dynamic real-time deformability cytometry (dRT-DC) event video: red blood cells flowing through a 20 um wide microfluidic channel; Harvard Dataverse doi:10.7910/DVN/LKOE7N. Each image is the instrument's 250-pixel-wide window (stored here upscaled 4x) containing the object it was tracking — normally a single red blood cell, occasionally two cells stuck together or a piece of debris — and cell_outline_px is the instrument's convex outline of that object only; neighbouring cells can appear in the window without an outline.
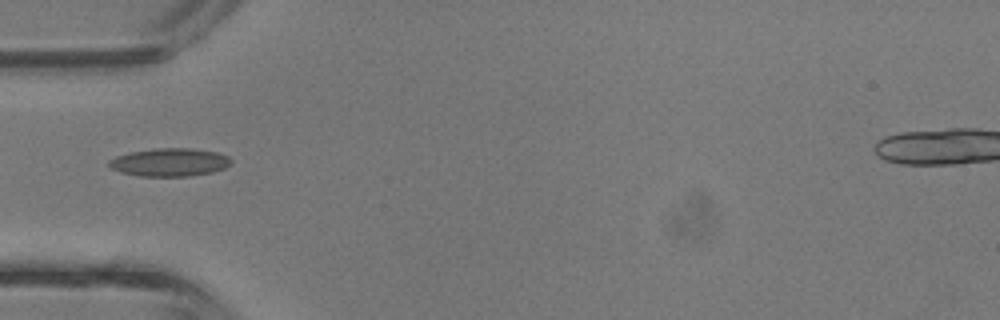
{"species": "common noctule bat (a hibernating species)", "species_latin": "Nyctalus noctula", "temperature_condition": "room temperature", "stored_images_in_passage": 4, "camera_frame_rate_fps": 3000, "um_per_image_px": 0.085, "animal": {"sex": "male", "body_mass_g": 13.3}, "frame": {"image": 1, "passage_image": 4, "time_ms": 1.0, "image_size_px": [1000, 320], "cell_outline_px": [[232, 160], [224, 168], [212, 172], [188, 176], [140, 176], [120, 172], [112, 168], [108, 164], [108, 160], [116, 156], [128, 152], [152, 148], [192, 148], [216, 152], [228, 156]], "centroid_in_image_um": [14.38, 13.78], "position_along_channel_um": 70.6, "area_um2": 20.0}}